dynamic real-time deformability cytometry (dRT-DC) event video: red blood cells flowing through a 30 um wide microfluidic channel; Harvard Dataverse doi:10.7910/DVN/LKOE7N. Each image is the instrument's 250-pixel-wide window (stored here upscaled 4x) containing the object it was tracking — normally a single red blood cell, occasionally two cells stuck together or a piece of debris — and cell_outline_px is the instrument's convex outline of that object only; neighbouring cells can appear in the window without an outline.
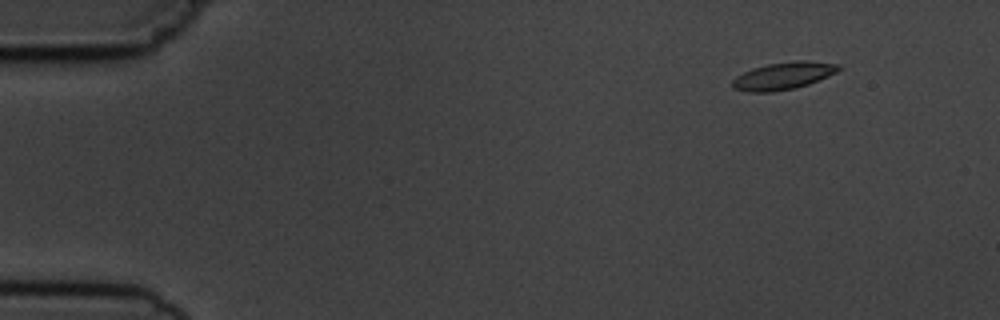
{"species": "common noctule bat (a hibernating species)", "species_latin": "Nyctalus noctula", "temperature_condition": "cold", "stored_images_in_passage": 4, "camera_frame_rate_fps": 3000, "um_per_image_px": 0.085, "animal": {"sex": "male", "body_mass_g": 19.5, "forearm_length_mm": 54.6}, "frame": {"image": 1, "passage_image": 1, "time_ms": 0.0, "image_size_px": [1000, 320], "cell_outline_px": [[840, 68], [836, 72], [828, 76], [808, 84], [796, 88], [772, 92], [748, 92], [732, 88], [732, 80], [736, 76], [752, 68], [768, 64], [796, 60], [804, 60], [840, 64]], "centroid_in_image_um": [66.56, 6.45], "position_along_channel_um": 18.4, "area_um2": 16.94}}
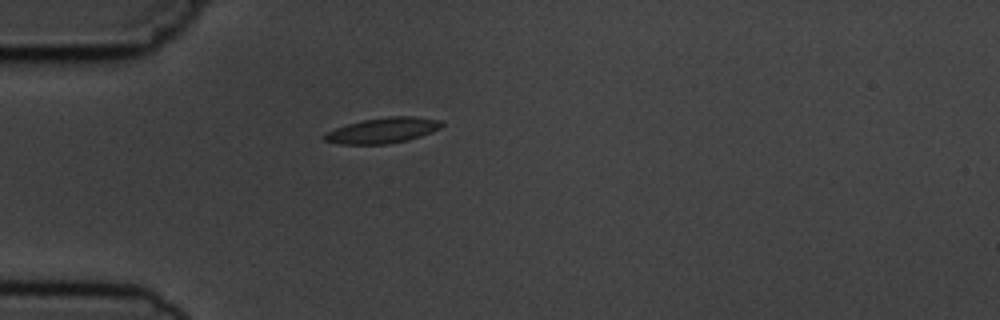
{"frame": {"image": 2, "passage_image": 4, "time_ms": 3.333, "image_size_px": [1000, 320], "cell_outline_px": [[444, 124], [440, 128], [432, 132], [408, 140], [388, 144], [336, 144], [324, 140], [324, 136], [328, 132], [336, 128], [348, 124], [364, 120], [388, 116], [416, 116], [444, 120]], "centroid_in_image_um": [32.6, 11.08], "position_along_channel_um": 52.4, "area_um2": 17.46}}